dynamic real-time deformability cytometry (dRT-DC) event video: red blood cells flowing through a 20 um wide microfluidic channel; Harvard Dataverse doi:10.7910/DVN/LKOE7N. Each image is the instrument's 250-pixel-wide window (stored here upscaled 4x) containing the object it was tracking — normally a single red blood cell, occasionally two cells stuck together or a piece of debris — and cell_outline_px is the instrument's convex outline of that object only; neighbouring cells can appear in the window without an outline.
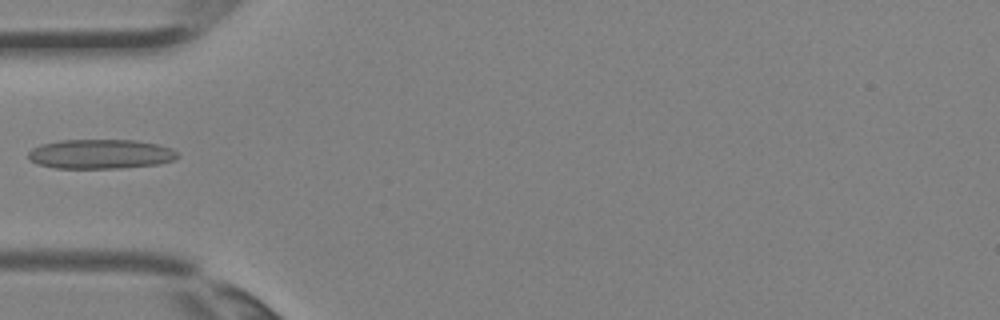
{"species": "Egyptian fruit bat (a non-hibernating species)", "species_latin": "Rousettus aegyptiacus", "temperature_condition": "room temperature", "stored_images_in_passage": 2, "camera_frame_rate_fps": 3000, "um_per_image_px": 0.085, "animal": {"sex": "female"}, "frame": {"image": 1, "passage_image": 2, "time_ms": 0.333, "image_size_px": [1000, 320], "cell_outline_px": [[180, 156], [172, 160], [160, 164], [120, 168], [56, 168], [36, 164], [28, 160], [28, 152], [32, 148], [40, 144], [60, 140], [136, 140], [156, 144], [172, 148]], "centroid_in_image_um": [8.51, 13.09], "position_along_channel_um": 76.5, "area_um2": 25.84}}